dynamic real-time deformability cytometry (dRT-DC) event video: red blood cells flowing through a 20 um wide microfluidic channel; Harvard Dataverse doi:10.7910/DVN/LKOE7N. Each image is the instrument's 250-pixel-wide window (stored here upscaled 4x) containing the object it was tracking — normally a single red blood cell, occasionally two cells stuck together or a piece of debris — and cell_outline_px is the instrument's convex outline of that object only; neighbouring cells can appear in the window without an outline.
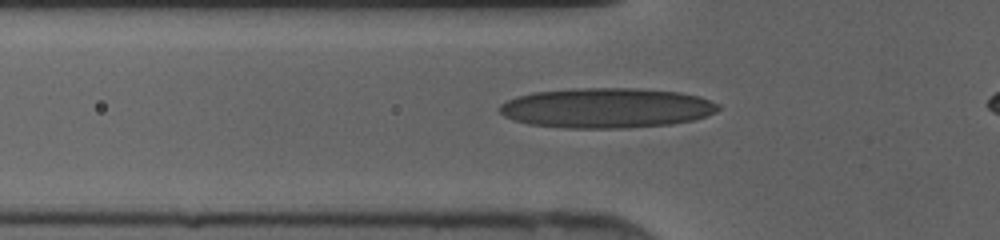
{"species": "human", "species_latin": "Homo sapiens", "temperature_condition": "cold", "stored_images_in_passage": 34, "camera_frame_rate_fps": 3000, "um_per_image_px": 0.085, "donor": {"sex": "female"}, "frame": {"image": 1, "passage_image": 9, "time_ms": 2.667, "image_size_px": [1000, 240], "cell_outline_px": [[720, 108], [716, 112], [692, 120], [668, 124], [628, 128], [564, 128], [528, 124], [512, 120], [504, 116], [500, 112], [500, 104], [516, 96], [536, 92], [576, 88], [636, 88], [680, 92], [700, 96], [720, 104]], "centroid_in_image_um": [51.55, 9.17], "position_along_channel_um": 74.3, "area_um2": 51.1}}
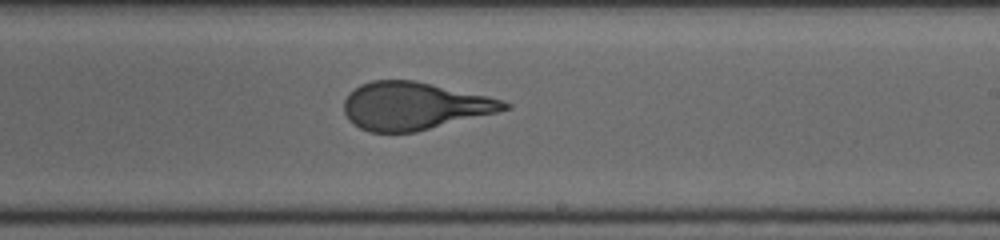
{"frame": {"image": 2, "passage_image": 21, "time_ms": 6.667, "image_size_px": [1000, 240], "cell_outline_px": [[512, 108], [416, 132], [368, 132], [352, 124], [348, 120], [344, 112], [344, 100], [360, 84], [372, 80], [416, 80], [488, 96], [504, 100], [512, 104]], "centroid_in_image_um": [35.21, 9.0], "position_along_channel_um": 253.8, "area_um2": 44.51}}
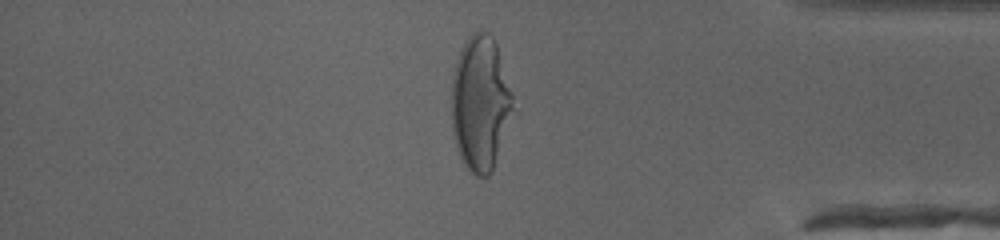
{"frame": {"image": 3, "passage_image": 32, "time_ms": 10.333, "image_size_px": [1000, 240], "cell_outline_px": [[512, 108], [492, 168], [488, 176], [476, 176], [464, 164], [460, 156], [452, 132], [452, 76], [456, 60], [468, 36], [476, 28], [480, 28], [488, 32], [492, 36], [496, 44], [512, 96]], "centroid_in_image_um": [40.77, 8.7], "position_along_channel_um": 394.4, "area_um2": 47.11}}